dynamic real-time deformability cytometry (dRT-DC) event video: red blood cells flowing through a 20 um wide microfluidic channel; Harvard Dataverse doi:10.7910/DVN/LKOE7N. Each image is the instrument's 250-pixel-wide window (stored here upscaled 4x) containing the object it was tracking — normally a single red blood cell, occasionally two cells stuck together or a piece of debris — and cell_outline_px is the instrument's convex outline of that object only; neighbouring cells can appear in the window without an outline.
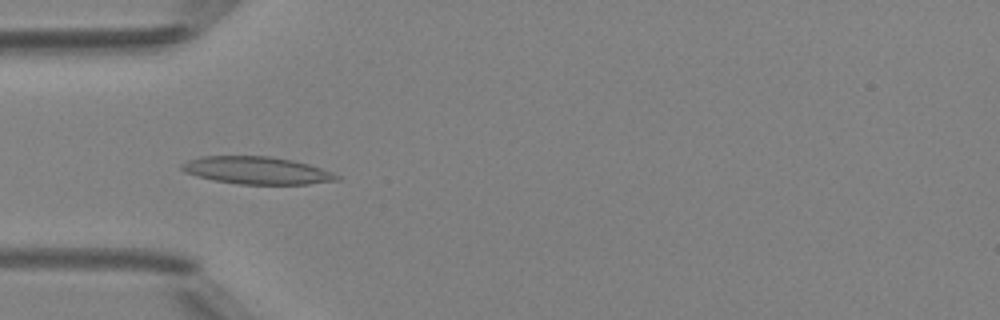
{"species": "Egyptian fruit bat (a non-hibernating species)", "species_latin": "Rousettus aegyptiacus", "temperature_condition": "room temperature", "stored_images_in_passage": 48, "camera_frame_rate_fps": 3000, "um_per_image_px": 0.085, "animal": {"sex": "female"}, "frame": {"image": 1, "passage_image": 14, "time_ms": 4.333, "image_size_px": [1000, 320], "cell_outline_px": [[340, 180], [308, 184], [240, 184], [212, 180], [196, 176], [184, 172], [180, 168], [180, 164], [188, 160], [200, 156], [268, 156], [292, 160], [308, 164], [332, 172], [340, 176]], "centroid_in_image_um": [21.79, 14.48], "position_along_channel_um": 63.2, "area_um2": 24.85}}
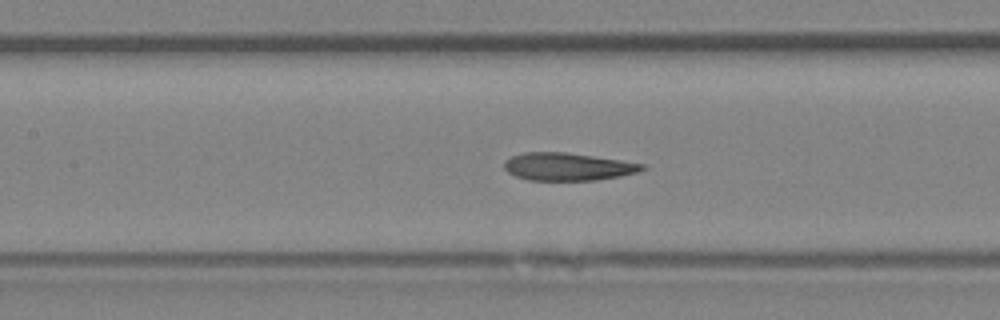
{"frame": {"image": 2, "passage_image": 21, "time_ms": 6.667, "image_size_px": [1000, 320], "cell_outline_px": [[648, 168], [636, 172], [620, 176], [596, 180], [528, 180], [516, 176], [508, 172], [504, 168], [504, 160], [512, 156], [524, 152], [564, 152], [620, 160], [644, 164]], "centroid_in_image_um": [48.24, 14.17], "position_along_channel_um": 159.2, "area_um2": 22.14}}
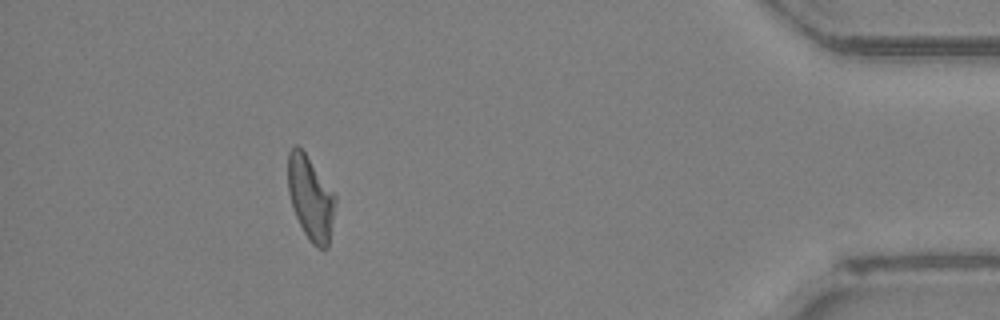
{"frame": {"image": 3, "passage_image": 43, "time_ms": 14.0, "image_size_px": [1000, 320], "cell_outline_px": [[336, 200], [328, 248], [316, 248], [308, 240], [296, 216], [288, 192], [288, 152], [292, 144], [296, 144], [304, 152], [336, 196]], "centroid_in_image_um": [26.39, 16.84], "position_along_channel_um": 408.8, "area_um2": 22.89}, "authors_computed_cell_mechanics": {"area_um2": 23.5535, "velocity_mm_per_s": 4.1811, "shape_relaxation_time_tau1_ms": null, "shape_relaxation_time_tau2_ms": 3.0506, "deformation_change_tau1": null, "deformation_change_tau2": 0.114}}